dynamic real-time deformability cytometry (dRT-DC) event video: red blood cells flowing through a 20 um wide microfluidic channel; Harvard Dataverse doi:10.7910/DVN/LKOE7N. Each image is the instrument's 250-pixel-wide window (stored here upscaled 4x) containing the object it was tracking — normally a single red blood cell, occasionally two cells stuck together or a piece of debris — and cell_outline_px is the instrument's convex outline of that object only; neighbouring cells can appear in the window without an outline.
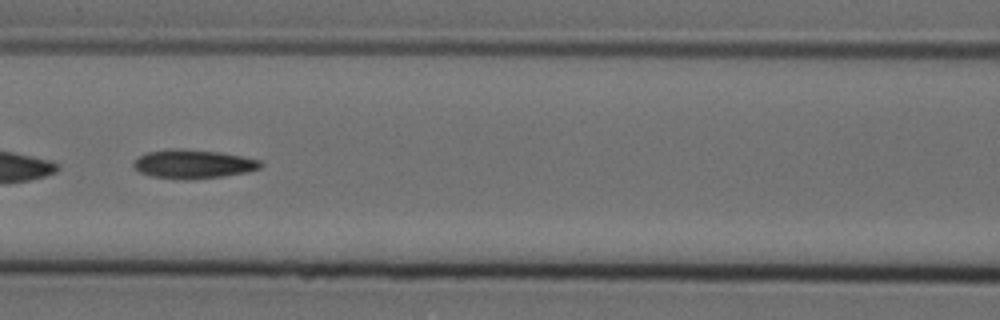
{"species": "Egyptian fruit bat (a non-hibernating species)", "species_latin": "Rousettus aegyptiacus", "temperature_condition": "cold", "stored_images_in_passage": 9, "camera_frame_rate_fps": 3000, "um_per_image_px": 0.085, "animal": {"sex": "female"}, "frame": {"image": 1, "passage_image": 6, "time_ms": 1.667, "image_size_px": [1000, 320], "cell_outline_px": [[264, 164], [260, 168], [248, 172], [220, 176], [152, 176], [140, 172], [132, 164], [140, 156], [148, 152], [168, 148], [184, 148], [220, 152], [260, 160]], "centroid_in_image_um": [16.46, 13.87], "position_along_channel_um": 150.1, "area_um2": 20.29}}
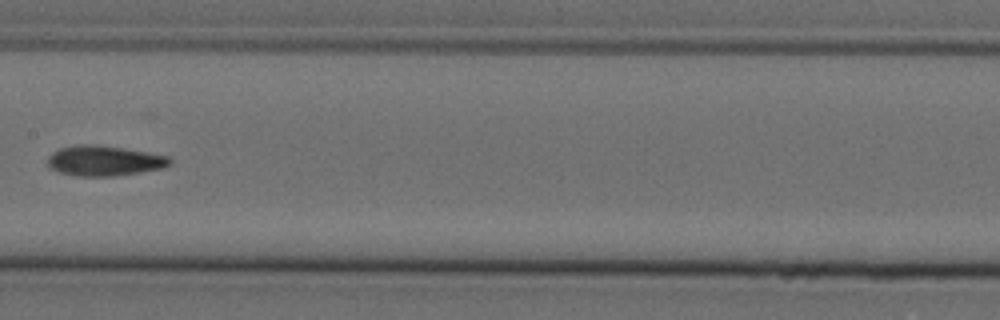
{"frame": {"image": 2, "passage_image": 7, "time_ms": 2.0, "image_size_px": [1000, 320], "cell_outline_px": [[172, 164], [160, 168], [140, 172], [112, 176], [76, 176], [60, 172], [48, 168], [48, 156], [52, 152], [60, 148], [80, 144], [96, 144], [168, 156], [172, 160]], "centroid_in_image_um": [8.81, 13.66], "position_along_channel_um": 198.6, "area_um2": 21.33}}